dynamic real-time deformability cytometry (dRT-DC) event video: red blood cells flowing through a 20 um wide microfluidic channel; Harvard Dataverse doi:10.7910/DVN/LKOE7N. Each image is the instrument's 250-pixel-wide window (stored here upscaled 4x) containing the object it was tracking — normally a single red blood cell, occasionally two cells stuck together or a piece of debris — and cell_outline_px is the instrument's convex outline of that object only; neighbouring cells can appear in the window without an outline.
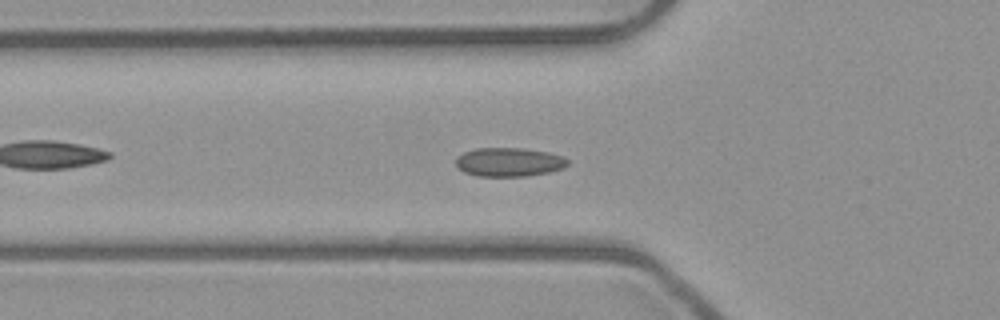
{"species": "common noctule bat (a hibernating species)", "species_latin": "Nyctalus noctula", "temperature_condition": "room temperature", "stored_images_in_passage": 53, "segment_of_instrument_passage": [1, 2], "camera_frame_rate_fps": 3000, "um_per_image_px": 0.085, "animal": {"sex": "male", "body_mass_g": 23.1, "forearm_length_mm": 52.7}, "frame": {"image": 1, "passage_image": 18, "time_ms": 5.667, "image_size_px": [1000, 320], "cell_outline_px": [[568, 164], [564, 168], [548, 172], [524, 176], [476, 176], [464, 172], [456, 164], [456, 156], [464, 152], [476, 148], [524, 148], [548, 152], [564, 156], [568, 160]], "centroid_in_image_um": [43.27, 13.77], "position_along_channel_um": 82.5, "area_um2": 18.84}}
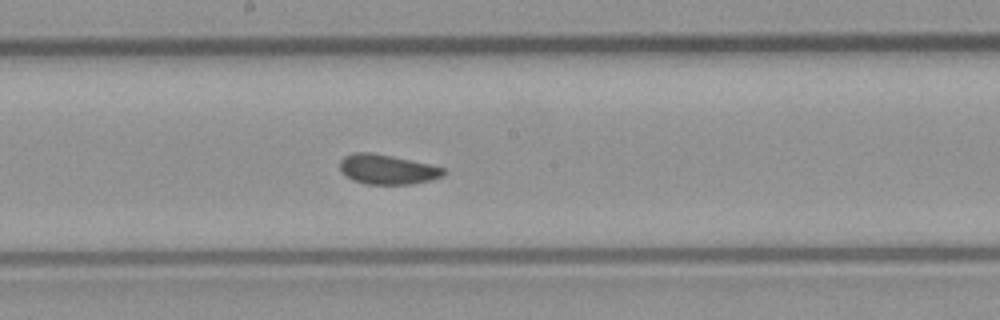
{"frame": {"image": 2, "passage_image": 28, "time_ms": 9.0, "image_size_px": [1000, 320], "cell_outline_px": [[448, 172], [444, 176], [432, 180], [412, 184], [364, 184], [352, 180], [340, 168], [340, 160], [344, 156], [352, 152], [372, 152], [392, 156], [428, 164], [444, 168]], "centroid_in_image_um": [32.94, 14.4], "position_along_channel_um": 215.3, "area_um2": 18.03}}
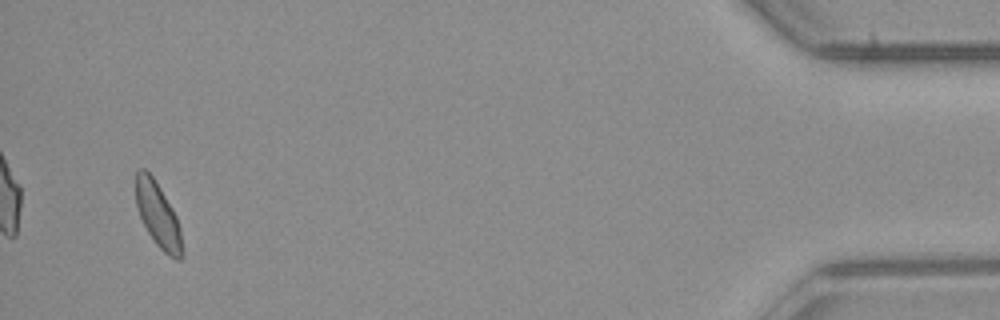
{"frame": {"image": 3, "passage_image": 50, "time_ms": 16.333, "image_size_px": [1000, 320], "cell_outline_px": [[184, 256], [180, 260], [176, 260], [168, 256], [156, 244], [148, 232], [136, 208], [136, 172], [140, 168], [144, 168], [152, 176], [160, 188], [172, 208], [176, 216], [180, 228], [184, 252]], "centroid_in_image_um": [13.45, 18.33], "position_along_channel_um": 421.8, "area_um2": 17.51}}